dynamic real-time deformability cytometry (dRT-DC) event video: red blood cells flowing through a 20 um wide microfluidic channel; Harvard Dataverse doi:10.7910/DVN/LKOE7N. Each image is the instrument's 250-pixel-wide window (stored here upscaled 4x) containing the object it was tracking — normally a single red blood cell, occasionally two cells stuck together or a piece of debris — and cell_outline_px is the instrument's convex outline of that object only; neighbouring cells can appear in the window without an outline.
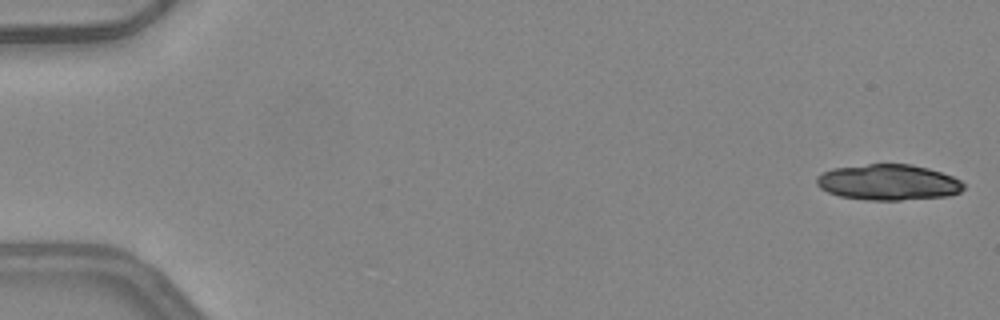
{"species": "common noctule bat (a hibernating species)", "species_latin": "Nyctalus noctula", "temperature_condition": "warm", "stored_images_in_passage": 9, "camera_frame_rate_fps": 3000, "um_per_image_px": 0.085, "animal": {"sex": "female", "body_mass_g": 24.6, "forearm_length_mm": 56.2}, "frame": {"image": 1, "passage_image": 1, "time_ms": 0.0, "image_size_px": [1000, 320], "cell_outline_px": [[964, 188], [960, 192], [948, 196], [900, 200], [868, 200], [840, 196], [828, 192], [820, 188], [816, 184], [816, 176], [832, 168], [868, 164], [912, 164], [928, 168], [952, 176], [960, 180], [964, 184]], "centroid_in_image_um": [75.5, 15.49], "position_along_channel_um": 9.5, "area_um2": 30.69}}